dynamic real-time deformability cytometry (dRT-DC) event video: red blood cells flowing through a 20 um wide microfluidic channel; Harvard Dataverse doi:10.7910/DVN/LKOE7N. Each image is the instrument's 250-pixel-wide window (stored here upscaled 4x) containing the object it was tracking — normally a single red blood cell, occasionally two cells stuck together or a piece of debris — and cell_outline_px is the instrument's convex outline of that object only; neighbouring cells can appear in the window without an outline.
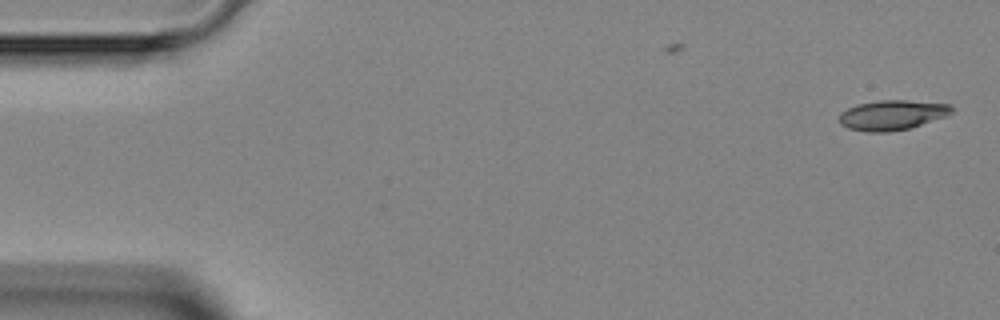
{"species": "Egyptian fruit bat (a non-hibernating species)", "species_latin": "Rousettus aegyptiacus", "temperature_condition": "room temperature", "stored_images_in_passage": 5, "camera_frame_rate_fps": 3000, "um_per_image_px": 0.085, "animal": {"sex": "female"}, "frame": {"image": 1, "passage_image": 1, "time_ms": 0.0, "image_size_px": [1000, 320], "cell_outline_px": [[952, 112], [948, 116], [912, 128], [888, 132], [864, 132], [848, 128], [840, 124], [840, 112], [856, 104], [880, 100], [904, 100], [952, 104]], "centroid_in_image_um": [75.85, 9.78], "position_along_channel_um": 9.1, "area_um2": 19.88}}
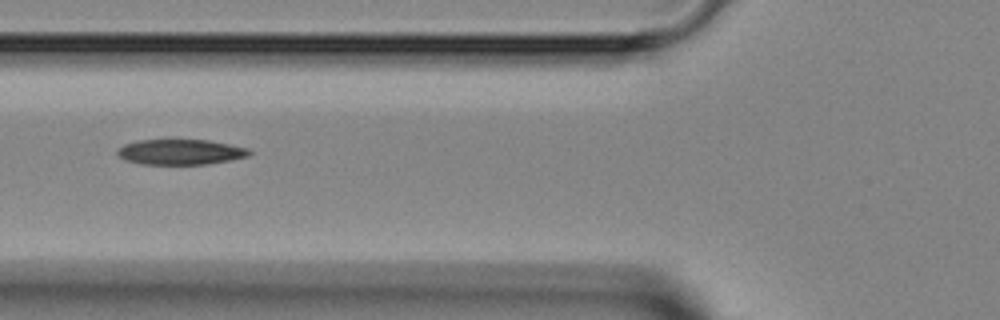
{"frame": {"image": 2, "passage_image": 5, "time_ms": 5.333, "image_size_px": [1000, 320], "cell_outline_px": [[252, 152], [248, 156], [228, 160], [204, 164], [140, 164], [124, 160], [116, 152], [116, 148], [124, 144], [136, 140], [208, 140], [248, 148]], "centroid_in_image_um": [15.28, 12.91], "position_along_channel_um": 110.5, "area_um2": 19.42}}